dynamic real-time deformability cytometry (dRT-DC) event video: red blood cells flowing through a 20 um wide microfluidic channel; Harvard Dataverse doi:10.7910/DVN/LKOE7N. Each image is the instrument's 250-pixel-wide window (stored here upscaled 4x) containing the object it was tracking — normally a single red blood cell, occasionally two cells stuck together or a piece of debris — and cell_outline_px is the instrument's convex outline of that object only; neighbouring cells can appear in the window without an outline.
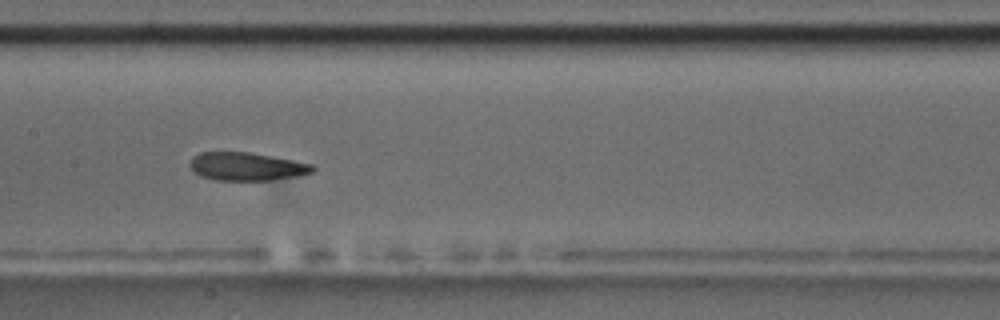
{"species": "common noctule bat (a hibernating species)", "species_latin": "Nyctalus noctula", "temperature_condition": "room temperature", "stored_images_in_passage": 8, "camera_frame_rate_fps": 3000, "um_per_image_px": 0.085, "animal": {"sex": "male", "body_mass_g": 17.5, "forearm_length_mm": 52.3}, "frame": {"image": 1, "passage_image": 7, "time_ms": 6.667, "image_size_px": [1000, 320], "cell_outline_px": [[316, 168], [312, 172], [296, 176], [272, 180], [216, 180], [200, 176], [192, 172], [188, 164], [192, 156], [200, 152], [248, 152], [292, 160], [312, 164]], "centroid_in_image_um": [20.89, 14.15], "position_along_channel_um": 186.5, "area_um2": 20.17}}